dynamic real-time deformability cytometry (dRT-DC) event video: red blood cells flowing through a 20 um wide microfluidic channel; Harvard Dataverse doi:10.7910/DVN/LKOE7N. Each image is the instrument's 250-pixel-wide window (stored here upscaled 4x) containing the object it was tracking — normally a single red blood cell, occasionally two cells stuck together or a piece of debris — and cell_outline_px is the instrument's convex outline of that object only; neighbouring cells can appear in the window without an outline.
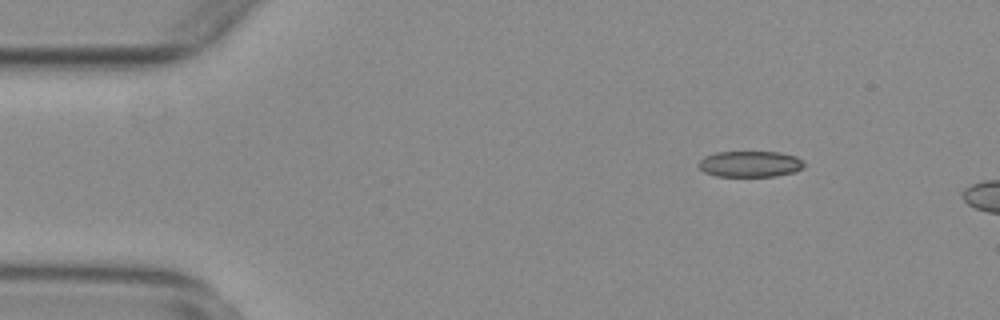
{"species": "common noctule bat (a hibernating species)", "species_latin": "Nyctalus noctula", "temperature_condition": "warm", "stored_images_in_passage": 13, "camera_frame_rate_fps": 3000, "um_per_image_px": 0.085, "animal": {"sex": "female", "body_mass_g": 29.2, "forearm_length_mm": 56.3}, "frame": {"image": 1, "passage_image": 8, "time_ms": 2.333, "image_size_px": [1000, 320], "cell_outline_px": [[804, 168], [796, 172], [776, 176], [716, 176], [704, 172], [696, 164], [704, 156], [716, 152], [780, 152], [796, 156], [804, 164]], "centroid_in_image_um": [63.75, 13.94], "position_along_channel_um": 21.3, "area_um2": 16.13}}